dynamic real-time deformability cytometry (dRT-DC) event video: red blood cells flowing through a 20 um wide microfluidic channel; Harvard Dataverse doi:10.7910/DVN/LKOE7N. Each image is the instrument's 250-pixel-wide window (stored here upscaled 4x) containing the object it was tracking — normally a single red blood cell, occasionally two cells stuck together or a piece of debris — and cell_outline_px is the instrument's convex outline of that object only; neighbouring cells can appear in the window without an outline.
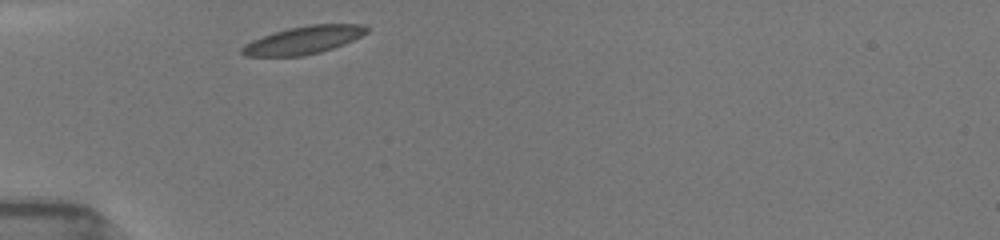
{"species": "common noctule bat (a hibernating species)", "species_latin": "Nyctalus noctula", "temperature_condition": "room temperature", "stored_images_in_passage": 29, "camera_frame_rate_fps": 3000, "um_per_image_px": 0.085, "animal": {"sex": "female", "body_mass_g": 19.5, "forearm_length_mm": 54.1}, "frame": {"image": 1, "passage_image": 1, "time_ms": 0.0, "image_size_px": [1000, 240], "cell_outline_px": [[368, 32], [344, 44], [320, 52], [304, 56], [244, 56], [240, 52], [240, 48], [244, 44], [252, 40], [288, 28], [308, 24], [364, 24], [368, 28]], "centroid_in_image_um": [25.79, 3.41], "position_along_channel_um": 59.2, "area_um2": 20.17}}
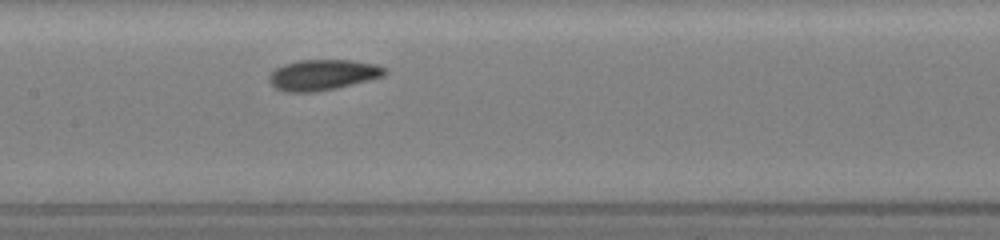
{"frame": {"image": 2, "passage_image": 11, "time_ms": 3.333, "image_size_px": [1000, 240], "cell_outline_px": [[388, 72], [384, 76], [336, 88], [316, 92], [284, 92], [276, 88], [268, 80], [268, 76], [276, 68], [284, 64], [300, 60], [352, 60], [376, 64], [388, 68]], "centroid_in_image_um": [27.46, 6.36], "position_along_channel_um": 179.9, "area_um2": 20.75}}
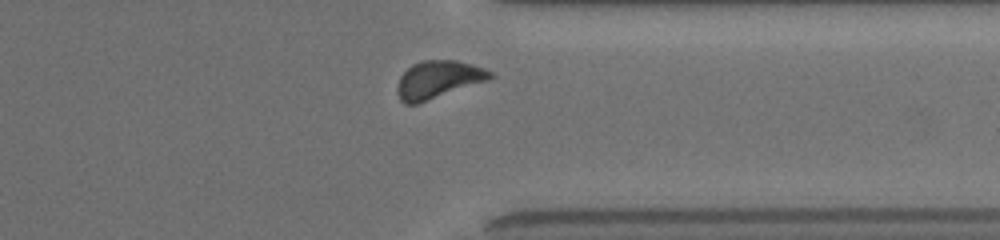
{"frame": {"image": 3, "passage_image": 26, "time_ms": 8.333, "image_size_px": [1000, 240], "cell_outline_px": [[492, 76], [488, 80], [416, 104], [404, 104], [400, 100], [396, 92], [396, 88], [400, 76], [412, 64], [420, 60], [456, 60], [472, 64], [484, 68], [492, 72]], "centroid_in_image_um": [37.2, 6.75], "position_along_channel_um": 374.2, "area_um2": 20.29}, "authors_computed_cell_mechanics": {"area_um2": 20.1144, "velocity_mm_per_s": 3.8935, "shape_relaxation_time_tau1_ms": 2.814, "shape_relaxation_time_tau2_ms": 6.4734, "deformation_change_tau1": 0.0929, "deformation_change_tau2": 0.1022}}